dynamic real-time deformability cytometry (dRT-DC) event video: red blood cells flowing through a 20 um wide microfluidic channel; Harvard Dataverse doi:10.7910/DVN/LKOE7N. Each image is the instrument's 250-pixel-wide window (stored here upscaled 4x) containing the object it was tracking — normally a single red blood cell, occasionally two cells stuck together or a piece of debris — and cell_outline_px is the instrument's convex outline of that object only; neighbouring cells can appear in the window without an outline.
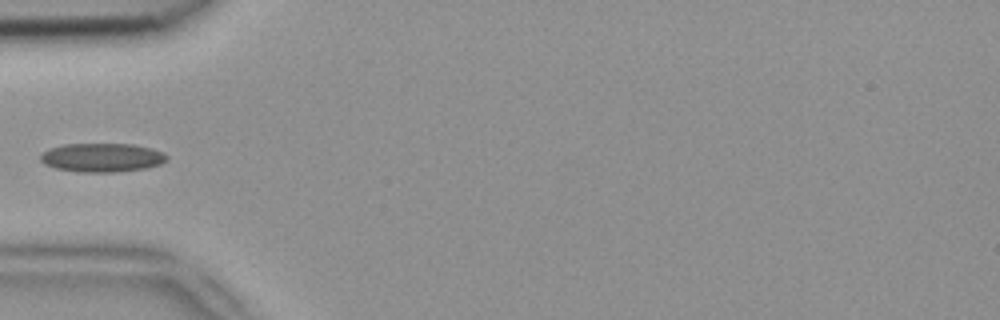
{"species": "common noctule bat (a hibernating species)", "species_latin": "Nyctalus noctula", "temperature_condition": "room temperature", "stored_images_in_passage": 36, "camera_frame_rate_fps": 3000, "um_per_image_px": 0.085, "animal": {"sex": "female", "body_mass_g": 18.4}, "frame": {"image": 1, "passage_image": 1, "time_ms": 0.0, "image_size_px": [1000, 320], "cell_outline_px": [[168, 160], [160, 164], [144, 168], [112, 172], [76, 172], [56, 168], [44, 164], [40, 160], [40, 156], [44, 152], [52, 148], [64, 144], [132, 144], [152, 148], [164, 152], [168, 156]], "centroid_in_image_um": [8.69, 13.39], "position_along_channel_um": 76.3, "area_um2": 21.15}}
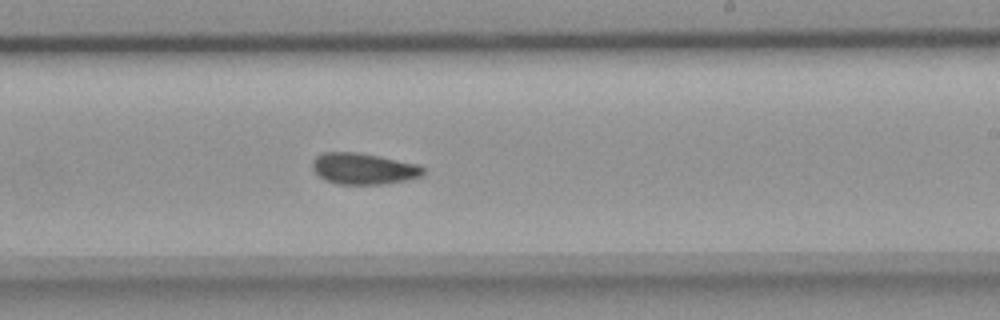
{"frame": {"image": 2, "passage_image": 15, "time_ms": 4.667, "image_size_px": [1000, 320], "cell_outline_px": [[424, 172], [420, 176], [408, 180], [384, 184], [336, 184], [324, 180], [312, 168], [312, 160], [316, 156], [324, 152], [356, 152], [420, 164], [424, 168]], "centroid_in_image_um": [30.9, 14.34], "position_along_channel_um": 258.1, "area_um2": 20.23}}
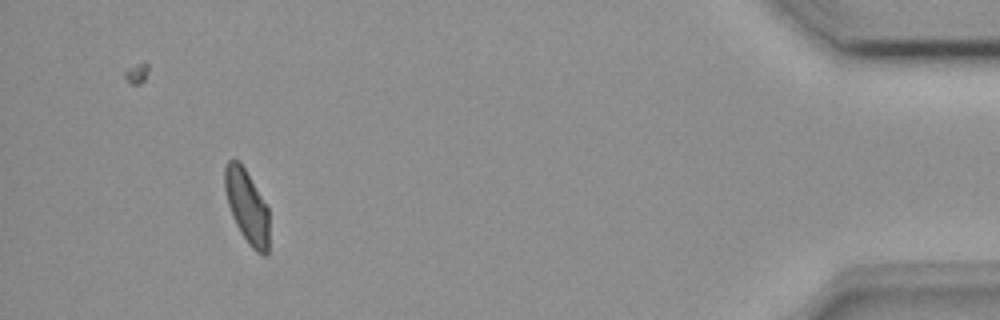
{"frame": {"image": 3, "passage_image": 32, "time_ms": 10.333, "image_size_px": [1000, 320], "cell_outline_px": [[268, 252], [264, 256], [256, 252], [248, 244], [240, 232], [232, 216], [228, 204], [224, 188], [224, 168], [228, 160], [236, 160], [244, 168], [268, 208]], "centroid_in_image_um": [20.97, 17.58], "position_along_channel_um": 414.2, "area_um2": 18.73}}